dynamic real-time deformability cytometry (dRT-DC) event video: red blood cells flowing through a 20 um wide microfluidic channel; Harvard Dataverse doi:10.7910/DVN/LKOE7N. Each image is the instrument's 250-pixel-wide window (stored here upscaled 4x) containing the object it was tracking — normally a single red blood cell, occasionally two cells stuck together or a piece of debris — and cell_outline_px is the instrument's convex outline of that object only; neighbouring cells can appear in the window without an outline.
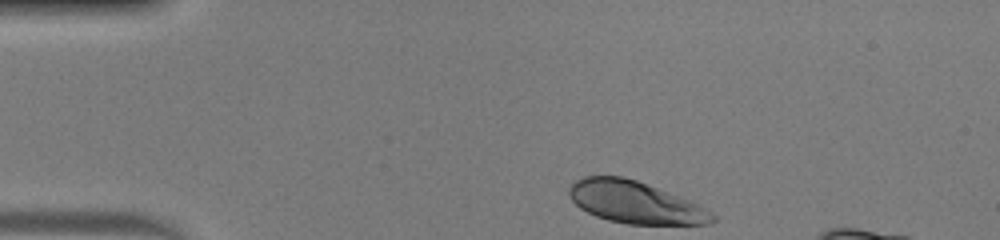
{"species": "human", "species_latin": "Homo sapiens", "temperature_condition": "warm", "stored_images_in_passage": 33, "camera_frame_rate_fps": 3000, "um_per_image_px": 0.085, "donor": {"sex": "male"}, "frame": {"image": 1, "passage_image": 1, "time_ms": 0.0, "image_size_px": [1000, 240], "cell_outline_px": [[716, 220], [708, 224], [628, 224], [608, 220], [596, 216], [580, 208], [568, 196], [568, 188], [576, 180], [584, 176], [624, 176], [636, 180], [688, 200], [712, 212], [716, 216]], "centroid_in_image_um": [53.95, 17.2], "position_along_channel_um": 31.0, "area_um2": 34.8}}
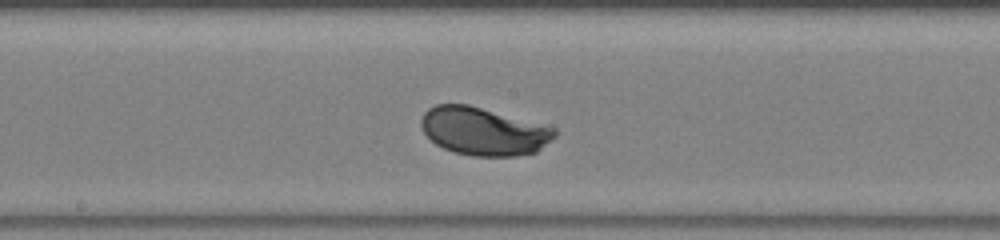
{"frame": {"image": 2, "passage_image": 18, "time_ms": 5.667, "image_size_px": [1000, 240], "cell_outline_px": [[556, 136], [536, 152], [516, 156], [472, 156], [456, 152], [444, 148], [436, 144], [424, 132], [420, 124], [420, 120], [424, 112], [428, 108], [436, 104], [468, 104], [556, 128]], "centroid_in_image_um": [41.09, 11.15], "position_along_channel_um": 207.1, "area_um2": 37.11}}
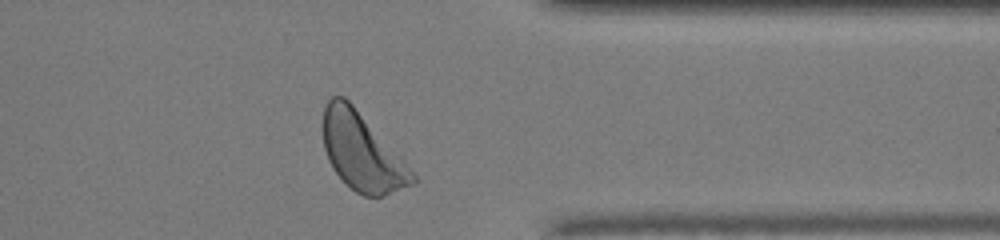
{"frame": {"image": 3, "passage_image": 31, "time_ms": 10.0, "image_size_px": [1000, 240], "cell_outline_px": [[416, 184], [384, 196], [364, 196], [356, 192], [332, 168], [328, 160], [324, 148], [324, 108], [328, 100], [332, 96], [344, 96], [352, 104], [404, 160], [416, 176]], "centroid_in_image_um": [30.79, 12.94], "position_along_channel_um": 380.6, "area_um2": 39.77}, "authors_computed_cell_mechanics": {"area_um2": 36.992, "velocity_mm_per_s": 4.1906, "shape_relaxation_time_tau1_ms": 1.3379, "shape_relaxation_time_tau2_ms": null, "deformation_change_tau1": 0.1371, "deformation_change_tau2": null}}